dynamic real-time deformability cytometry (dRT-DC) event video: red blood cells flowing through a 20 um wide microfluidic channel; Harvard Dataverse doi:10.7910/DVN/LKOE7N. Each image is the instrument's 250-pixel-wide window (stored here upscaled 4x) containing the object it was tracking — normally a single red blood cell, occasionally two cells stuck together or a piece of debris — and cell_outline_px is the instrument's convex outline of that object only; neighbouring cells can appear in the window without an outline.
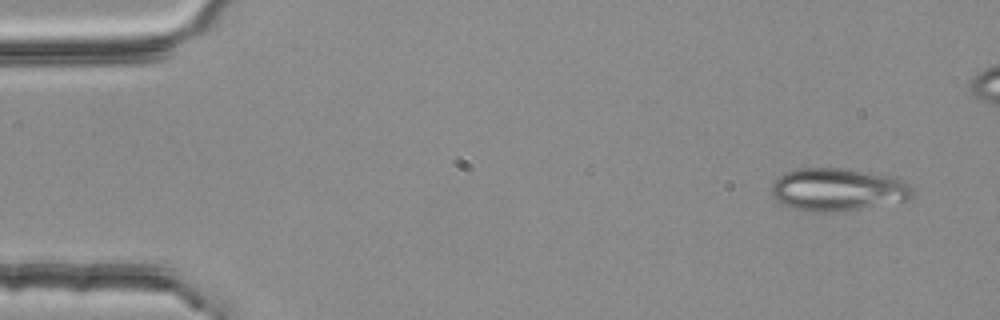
{"species": "common noctule bat (a hibernating species)", "species_latin": "Nyctalus noctula", "temperature_condition": "room temperature", "stored_images_in_passage": 4, "camera_frame_rate_fps": 3000, "um_per_image_px": 0.085, "animal": {"sex": "female", "body_mass_g": 25.1}, "frame": {"image": 1, "passage_image": 1, "time_ms": 0.0, "image_size_px": [1000, 320], "cell_outline_px": [[912, 200], [860, 208], [824, 212], [808, 212], [792, 208], [780, 204], [776, 200], [772, 192], [772, 184], [776, 176], [784, 172], [796, 168], [840, 168], [888, 176], [904, 180], [912, 188]], "centroid_in_image_um": [71.16, 16.11], "position_along_channel_um": 13.8, "area_um2": 35.14}}